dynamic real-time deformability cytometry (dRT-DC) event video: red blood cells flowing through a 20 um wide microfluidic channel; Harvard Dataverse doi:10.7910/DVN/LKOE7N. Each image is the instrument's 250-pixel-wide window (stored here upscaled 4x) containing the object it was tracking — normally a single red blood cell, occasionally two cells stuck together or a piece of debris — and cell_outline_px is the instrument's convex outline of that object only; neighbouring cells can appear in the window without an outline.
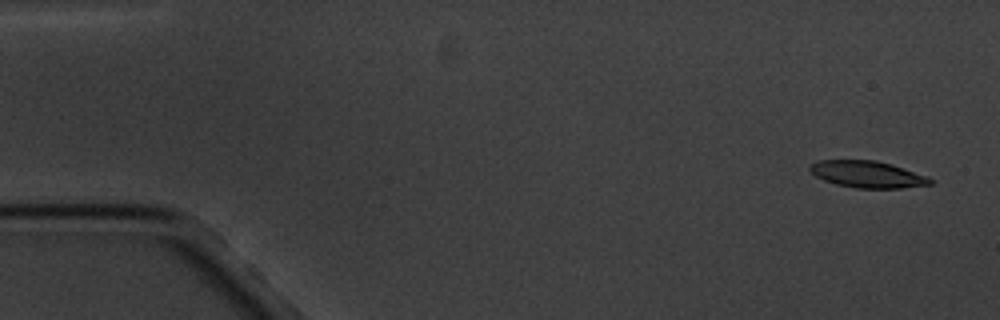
{"species": "common noctule bat (a hibernating species)", "species_latin": "Nyctalus noctula", "temperature_condition": "cold", "stored_images_in_passage": 4, "camera_frame_rate_fps": 3000, "um_per_image_px": 0.085, "animal": {"sex": "male", "body_mass_g": 20.1, "forearm_length_mm": 53.5}, "frame": {"image": 1, "passage_image": 1, "time_ms": 0.0, "image_size_px": [1000, 320], "cell_outline_px": [[932, 184], [900, 188], [856, 188], [836, 184], [824, 180], [816, 176], [808, 168], [808, 164], [816, 160], [876, 160], [892, 164], [928, 176], [932, 180]], "centroid_in_image_um": [73.71, 14.8], "position_along_channel_um": 11.3, "area_um2": 18.84}}